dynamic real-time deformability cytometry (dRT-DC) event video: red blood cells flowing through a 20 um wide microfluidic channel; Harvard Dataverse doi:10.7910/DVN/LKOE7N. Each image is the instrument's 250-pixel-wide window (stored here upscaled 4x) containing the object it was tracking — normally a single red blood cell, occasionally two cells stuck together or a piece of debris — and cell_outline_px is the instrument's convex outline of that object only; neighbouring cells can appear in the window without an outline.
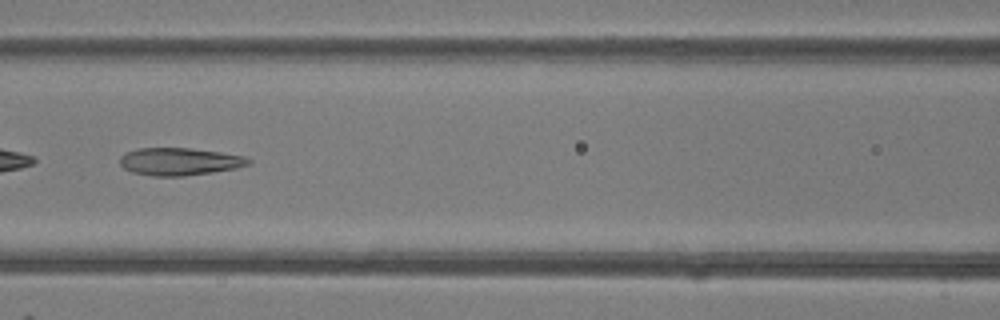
{"species": "common noctule bat (a hibernating species)", "species_latin": "Nyctalus noctula", "temperature_condition": "room temperature", "stored_images_in_passage": 44, "camera_frame_rate_fps": 3000, "um_per_image_px": 0.085, "animal": {"sex": "female"}, "frame": {"image": 1, "passage_image": 19, "time_ms": 6.0, "image_size_px": [1000, 320], "cell_outline_px": [[252, 164], [236, 168], [212, 172], [184, 176], [152, 176], [132, 172], [124, 168], [120, 164], [120, 156], [124, 152], [140, 148], [192, 148], [220, 152], [244, 156], [252, 160]], "centroid_in_image_um": [15.26, 13.73], "position_along_channel_um": 151.3, "area_um2": 20.75}}
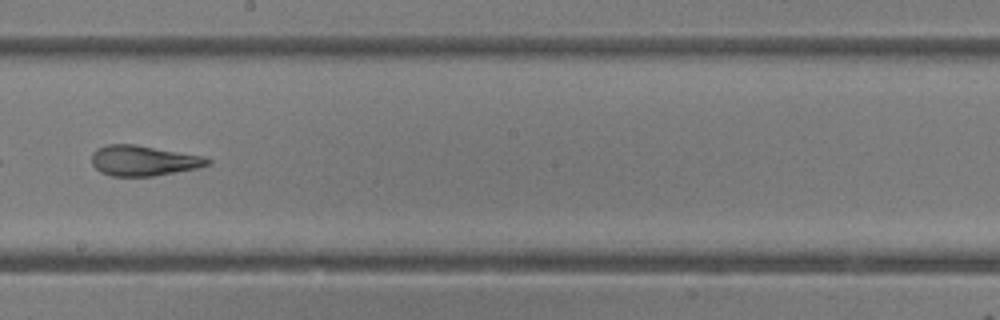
{"frame": {"image": 2, "passage_image": 25, "time_ms": 8.0, "image_size_px": [1000, 320], "cell_outline_px": [[212, 164], [200, 168], [152, 176], [112, 176], [100, 172], [92, 164], [92, 152], [96, 148], [108, 144], [136, 144], [204, 156], [212, 160]], "centroid_in_image_um": [12.22, 13.65], "position_along_channel_um": 236.0, "area_um2": 20.75}, "authors_computed_cell_mechanics": {"area_um2": 23.2645, "velocity_mm_per_s": 4.2368, "shape_relaxation_time_tau1_ms": null, "shape_relaxation_time_tau2_ms": 1.951, "deformation_change_tau1": null, "deformation_change_tau2": 0.1241}}